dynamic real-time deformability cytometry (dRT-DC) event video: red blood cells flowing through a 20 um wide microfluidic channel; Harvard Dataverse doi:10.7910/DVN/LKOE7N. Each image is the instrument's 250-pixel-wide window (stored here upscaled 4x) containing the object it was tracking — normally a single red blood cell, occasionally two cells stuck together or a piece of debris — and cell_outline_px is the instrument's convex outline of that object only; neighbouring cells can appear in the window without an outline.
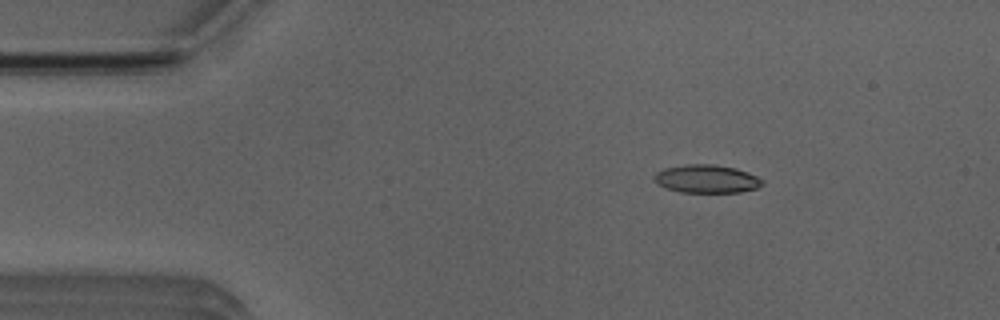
{"species": "Egyptian fruit bat (a non-hibernating species)", "species_latin": "Rousettus aegyptiacus", "temperature_condition": "room temperature", "stored_images_in_passage": 5, "camera_frame_rate_fps": 3000, "um_per_image_px": 0.085, "animal": {"sex": "male"}, "frame": {"image": 1, "passage_image": 3, "time_ms": 2.333, "image_size_px": [1000, 320], "cell_outline_px": [[764, 184], [756, 188], [740, 192], [680, 192], [664, 188], [652, 180], [652, 176], [656, 172], [664, 168], [684, 164], [712, 164], [736, 168], [748, 172], [764, 180]], "centroid_in_image_um": [60.02, 15.2], "position_along_channel_um": 25.0, "area_um2": 17.98}}